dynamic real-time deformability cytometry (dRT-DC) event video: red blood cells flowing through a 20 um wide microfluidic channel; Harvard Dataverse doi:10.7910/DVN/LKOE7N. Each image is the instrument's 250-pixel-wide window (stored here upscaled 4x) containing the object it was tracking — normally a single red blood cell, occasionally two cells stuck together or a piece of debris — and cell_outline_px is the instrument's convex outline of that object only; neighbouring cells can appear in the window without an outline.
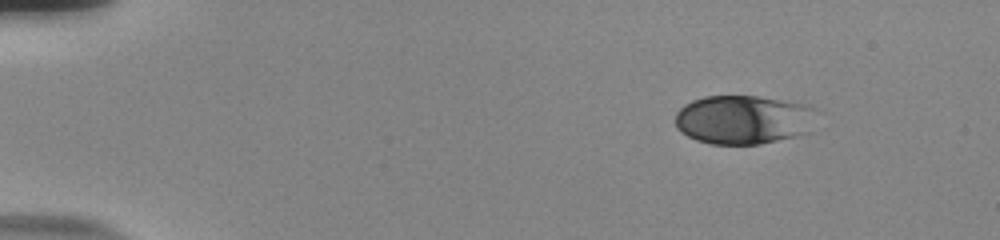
{"species": "human", "species_latin": "Homo sapiens", "temperature_condition": "room temperature", "stored_images_in_passage": 50, "camera_frame_rate_fps": 3000, "um_per_image_px": 0.085, "donor": {"sex": "male"}, "frame": {"image": 1, "passage_image": 1, "time_ms": 0.0, "image_size_px": [1000, 240], "cell_outline_px": [[816, 132], [800, 136], [760, 144], [708, 144], [696, 140], [680, 132], [676, 128], [676, 112], [680, 108], [692, 100], [708, 96], [752, 96], [772, 100], [788, 104]], "centroid_in_image_um": [62.87, 10.25], "position_along_channel_um": 22.1, "area_um2": 37.97}}
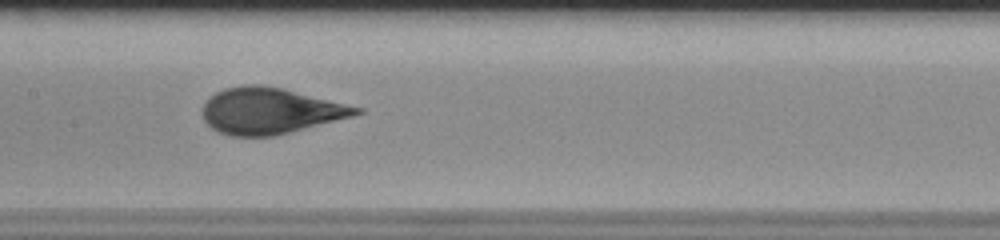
{"frame": {"image": 2, "passage_image": 23, "time_ms": 7.333, "image_size_px": [1000, 240], "cell_outline_px": [[364, 112], [288, 132], [272, 136], [232, 136], [220, 132], [212, 128], [208, 124], [204, 116], [204, 104], [216, 92], [224, 88], [244, 84], [264, 84], [364, 108]], "centroid_in_image_um": [22.93, 9.4], "position_along_channel_um": 184.5, "area_um2": 40.4}}
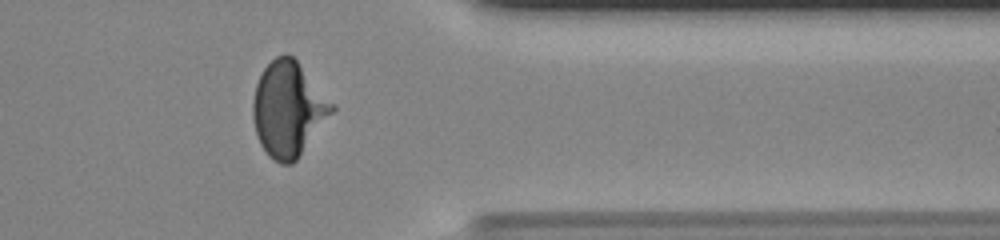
{"frame": {"image": 3, "passage_image": 40, "time_ms": 13.0, "image_size_px": [1000, 240], "cell_outline_px": [[336, 108], [296, 160], [292, 164], [280, 164], [268, 156], [260, 144], [256, 132], [252, 116], [252, 104], [256, 84], [264, 68], [276, 56], [284, 52], [288, 52], [296, 60]], "centroid_in_image_um": [24.47, 9.28], "position_along_channel_um": 386.9, "area_um2": 43.12}, "authors_computed_cell_mechanics": {"area_um2": 40.2866, "velocity_mm_per_s": 3.7281, "shape_relaxation_time_tau1_ms": 5.6826, "shape_relaxation_time_tau2_ms": null, "deformation_change_tau1": 0.2074, "deformation_change_tau2": null}}